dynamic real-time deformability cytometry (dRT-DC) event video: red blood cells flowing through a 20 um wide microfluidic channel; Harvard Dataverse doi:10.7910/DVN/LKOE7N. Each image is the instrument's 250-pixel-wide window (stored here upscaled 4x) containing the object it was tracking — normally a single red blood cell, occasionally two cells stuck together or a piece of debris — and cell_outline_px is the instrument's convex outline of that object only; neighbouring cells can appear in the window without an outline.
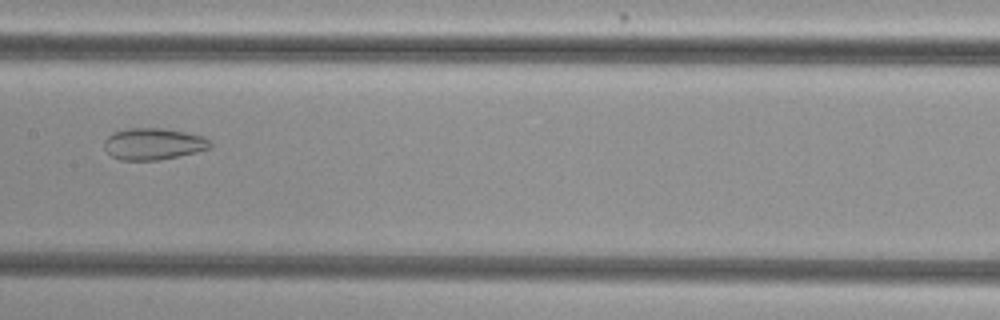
{"species": "common noctule bat (a hibernating species)", "species_latin": "Nyctalus noctula", "temperature_condition": "cold", "stored_images_in_passage": 53, "camera_frame_rate_fps": 3000, "um_per_image_px": 0.085, "animal": {"sex": "female", "body_mass_g": 29.2, "forearm_length_mm": 56.3}, "frame": {"image": 1, "passage_image": 29, "time_ms": 9.333, "image_size_px": [1000, 320], "cell_outline_px": [[212, 148], [196, 152], [160, 160], [120, 160], [112, 156], [104, 148], [104, 140], [112, 132], [128, 128], [164, 128], [204, 136], [212, 144]], "centroid_in_image_um": [13.03, 12.23], "position_along_channel_um": 194.4, "area_um2": 19.65}}
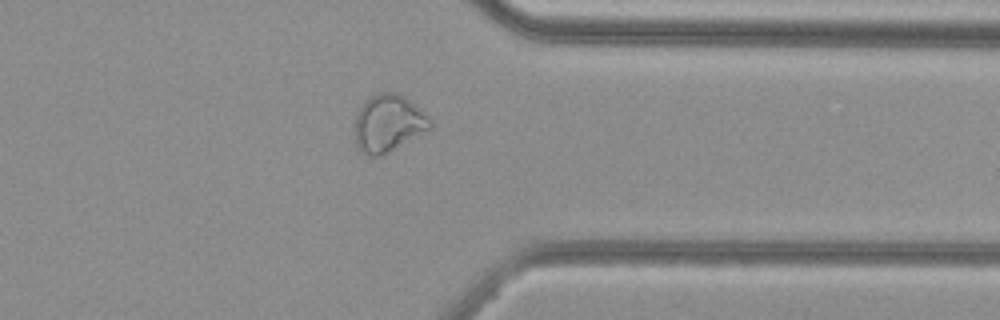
{"frame": {"image": 2, "passage_image": 44, "time_ms": 14.333, "image_size_px": [1000, 320], "cell_outline_px": [[432, 128], [380, 156], [368, 156], [360, 152], [356, 148], [352, 132], [356, 116], [360, 108], [376, 92], [400, 92], [428, 116], [432, 120]], "centroid_in_image_um": [32.97, 10.49], "position_along_channel_um": 378.4, "area_um2": 25.37}}
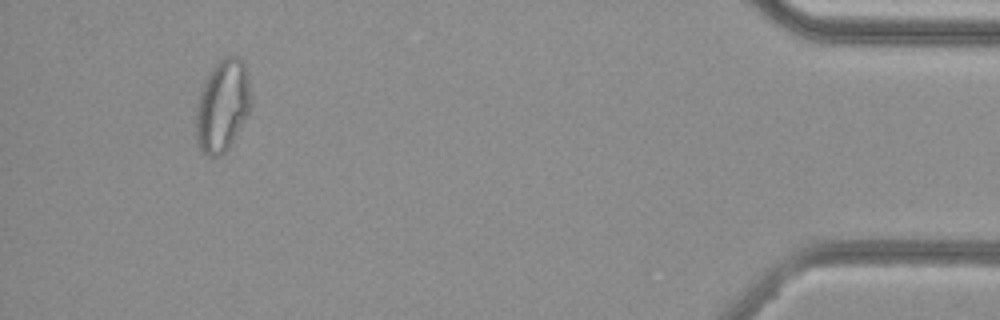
{"frame": {"image": 3, "passage_image": 52, "time_ms": 17.0, "image_size_px": [1000, 320], "cell_outline_px": [[252, 104], [248, 112], [228, 148], [220, 156], [208, 156], [200, 148], [196, 136], [196, 108], [200, 92], [204, 80], [208, 72], [224, 56], [240, 56], [244, 60], [248, 76]], "centroid_in_image_um": [18.91, 8.93], "position_along_channel_um": 416.3, "area_um2": 29.42}}